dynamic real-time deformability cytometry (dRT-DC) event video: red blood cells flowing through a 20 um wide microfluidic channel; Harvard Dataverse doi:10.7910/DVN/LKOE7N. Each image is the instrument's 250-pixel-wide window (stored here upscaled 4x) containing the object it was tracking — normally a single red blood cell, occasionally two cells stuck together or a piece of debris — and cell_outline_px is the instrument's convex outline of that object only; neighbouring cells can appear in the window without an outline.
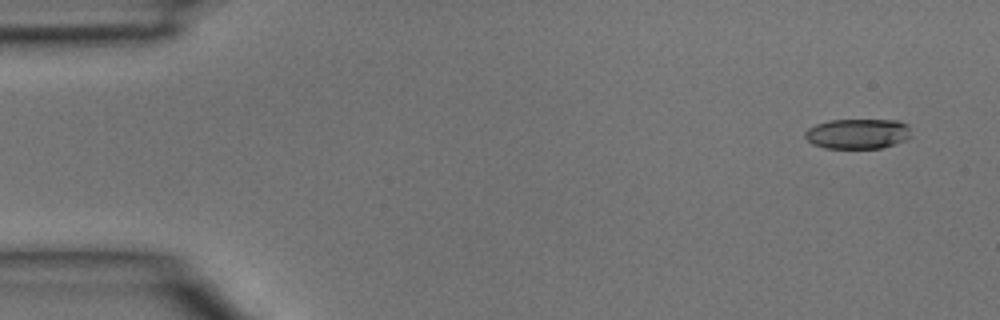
{"species": "common noctule bat (a hibernating species)", "species_latin": "Nyctalus noctula", "temperature_condition": "room temperature", "stored_images_in_passage": 5, "camera_frame_rate_fps": 3000, "um_per_image_px": 0.085, "animal": {"sex": "male", "body_mass_g": 15.6}, "frame": {"image": 1, "passage_image": 1, "time_ms": 0.0, "image_size_px": [1000, 320], "cell_outline_px": [[912, 136], [908, 140], [896, 144], [880, 148], [824, 148], [812, 144], [804, 136], [804, 132], [808, 128], [816, 124], [828, 120], [900, 120], [908, 124]], "centroid_in_image_um": [72.94, 11.37], "position_along_channel_um": 12.1, "area_um2": 18.96}}
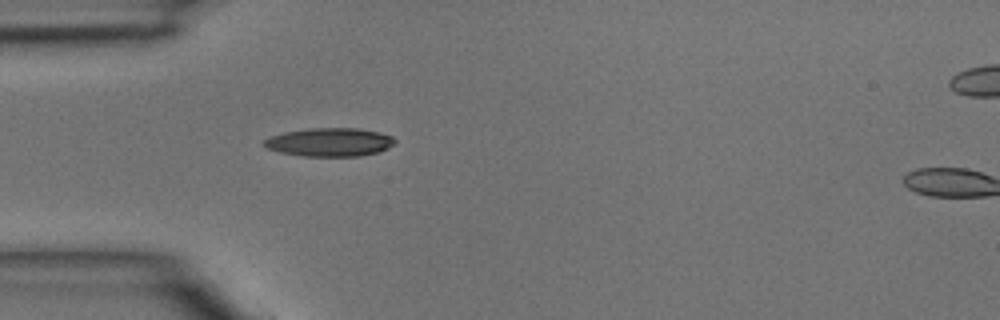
{"frame": {"image": 2, "passage_image": 4, "time_ms": 1.0, "image_size_px": [1000, 320], "cell_outline_px": [[396, 140], [388, 148], [380, 152], [360, 156], [304, 156], [280, 152], [268, 148], [264, 144], [264, 140], [272, 136], [284, 132], [308, 128], [356, 128], [380, 132], [392, 136]], "centroid_in_image_um": [28.06, 12.08], "position_along_channel_um": 56.9, "area_um2": 21.62}}